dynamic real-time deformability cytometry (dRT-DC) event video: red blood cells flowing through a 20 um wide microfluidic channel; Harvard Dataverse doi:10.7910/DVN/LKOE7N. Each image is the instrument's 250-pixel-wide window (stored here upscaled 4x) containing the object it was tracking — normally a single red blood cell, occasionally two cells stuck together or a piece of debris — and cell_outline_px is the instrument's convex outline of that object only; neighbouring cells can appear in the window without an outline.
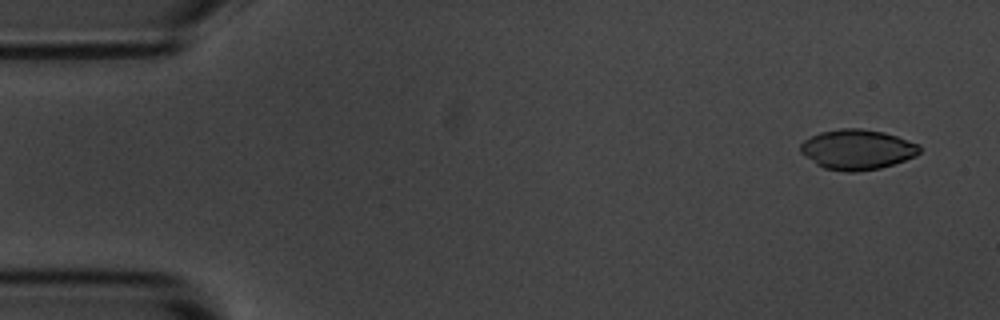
{"species": "common noctule bat (a hibernating species)", "species_latin": "Nyctalus noctula", "temperature_condition": "room temperature", "stored_images_in_passage": 5, "camera_frame_rate_fps": 3000, "um_per_image_px": 0.085, "animal": {"sex": "male", "body_mass_g": 20.1, "forearm_length_mm": 53.5}, "frame": {"image": 1, "passage_image": 1, "time_ms": 0.0, "image_size_px": [1000, 320], "cell_outline_px": [[920, 152], [916, 156], [880, 168], [856, 172], [848, 172], [824, 168], [816, 164], [800, 152], [800, 144], [804, 140], [820, 132], [840, 128], [860, 128], [884, 132], [920, 144]], "centroid_in_image_um": [72.86, 12.7], "position_along_channel_um": 12.1, "area_um2": 27.8}}